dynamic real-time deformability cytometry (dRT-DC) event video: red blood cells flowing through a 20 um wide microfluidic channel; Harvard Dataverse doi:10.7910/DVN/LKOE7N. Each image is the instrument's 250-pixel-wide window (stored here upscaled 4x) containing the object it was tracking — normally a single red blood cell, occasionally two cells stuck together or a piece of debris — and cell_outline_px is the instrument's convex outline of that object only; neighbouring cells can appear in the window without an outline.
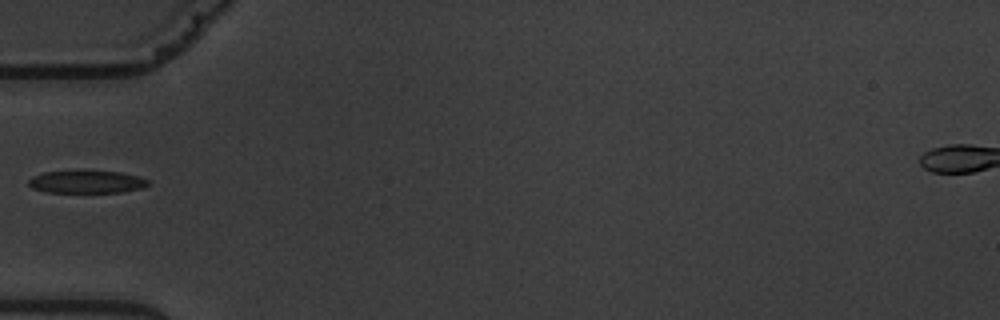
{"species": "common noctule bat (a hibernating species)", "species_latin": "Nyctalus noctula", "temperature_condition": "warm", "stored_images_in_passage": 6, "camera_frame_rate_fps": 3000, "um_per_image_px": 0.085, "animal": {"sex": "male", "body_mass_g": 19.5, "forearm_length_mm": 54.6}, "frame": {"image": 1, "passage_image": 6, "time_ms": 6.333, "image_size_px": [1000, 320], "cell_outline_px": [[152, 184], [144, 188], [124, 192], [48, 192], [32, 188], [28, 184], [28, 180], [32, 176], [44, 172], [120, 172], [136, 176], [148, 180]], "centroid_in_image_um": [7.4, 15.48], "position_along_channel_um": 77.6, "area_um2": 15.49}}